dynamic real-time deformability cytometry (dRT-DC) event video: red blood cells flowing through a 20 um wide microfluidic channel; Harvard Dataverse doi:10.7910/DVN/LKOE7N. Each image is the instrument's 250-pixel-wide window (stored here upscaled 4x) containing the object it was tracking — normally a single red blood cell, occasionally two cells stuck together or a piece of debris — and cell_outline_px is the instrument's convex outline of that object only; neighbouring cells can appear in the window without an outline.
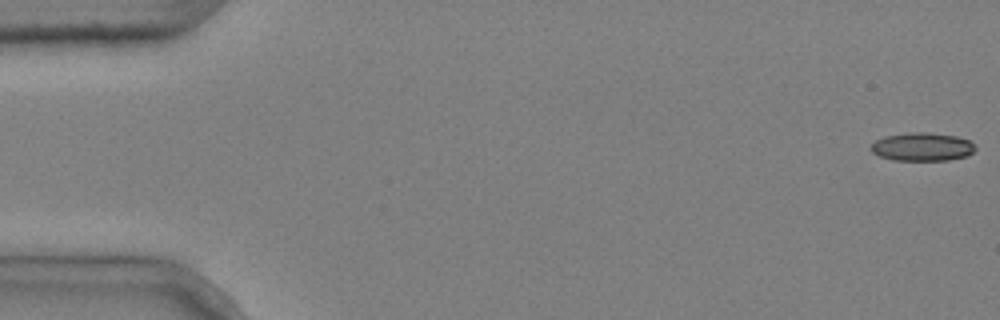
{"species": "common noctule bat (a hibernating species)", "species_latin": "Nyctalus noctula", "temperature_condition": "cold", "stored_images_in_passage": 4, "camera_frame_rate_fps": 3000, "um_per_image_px": 0.085, "animal": {"sex": "male", "body_mass_g": 20.4}, "frame": {"image": 1, "passage_image": 1, "time_ms": 0.0, "image_size_px": [1000, 320], "cell_outline_px": [[976, 148], [968, 156], [948, 160], [892, 160], [880, 156], [872, 152], [872, 144], [876, 140], [884, 136], [912, 132], [928, 132], [956, 136], [968, 140]], "centroid_in_image_um": [78.39, 12.48], "position_along_channel_um": 6.6, "area_um2": 17.11}}